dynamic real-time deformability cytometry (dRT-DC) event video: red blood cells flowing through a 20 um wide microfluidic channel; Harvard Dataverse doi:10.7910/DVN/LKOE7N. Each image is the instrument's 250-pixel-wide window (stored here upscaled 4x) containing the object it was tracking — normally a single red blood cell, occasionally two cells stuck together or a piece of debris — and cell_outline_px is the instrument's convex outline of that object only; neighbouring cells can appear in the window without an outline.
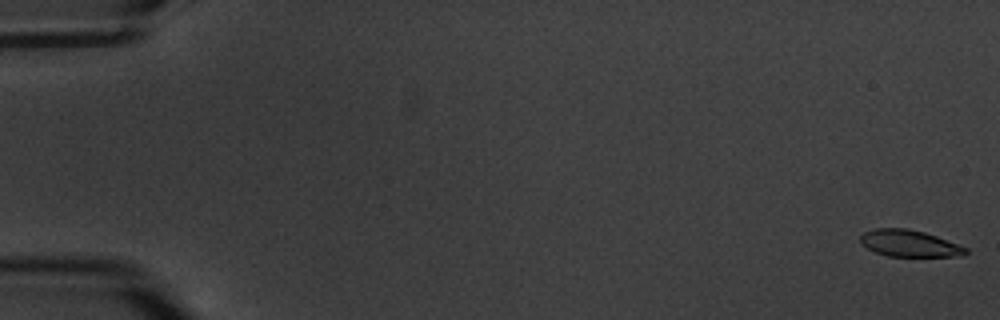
{"species": "common noctule bat (a hibernating species)", "species_latin": "Nyctalus noctula", "temperature_condition": "warm", "stored_images_in_passage": 7, "camera_frame_rate_fps": 3000, "um_per_image_px": 0.085, "animal": {"sex": "male", "body_mass_g": 20.1, "forearm_length_mm": 53.5}, "frame": {"image": 1, "passage_image": 1, "time_ms": 0.0, "image_size_px": [1000, 320], "cell_outline_px": [[968, 252], [964, 256], [888, 256], [876, 252], [860, 244], [860, 236], [864, 232], [876, 228], [908, 228], [924, 232], [936, 236], [968, 248]], "centroid_in_image_um": [77.29, 20.68], "position_along_channel_um": 7.7, "area_um2": 16.36}}